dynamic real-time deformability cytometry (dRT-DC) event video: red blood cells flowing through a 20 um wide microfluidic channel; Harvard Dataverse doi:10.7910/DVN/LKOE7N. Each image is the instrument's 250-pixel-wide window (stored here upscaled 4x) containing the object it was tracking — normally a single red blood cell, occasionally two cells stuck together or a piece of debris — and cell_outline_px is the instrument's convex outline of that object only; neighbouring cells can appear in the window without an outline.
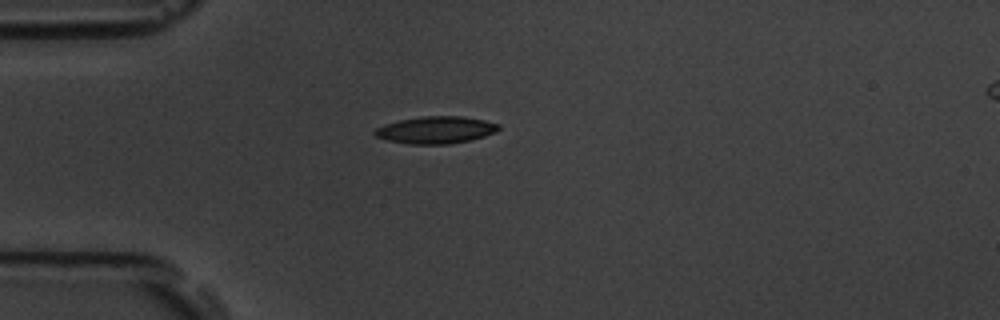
{"species": "common noctule bat (a hibernating species)", "species_latin": "Nyctalus noctula", "temperature_condition": "room temperature", "stored_images_in_passage": 40, "camera_frame_rate_fps": 3000, "um_per_image_px": 0.085, "animal": {"sex": "male", "body_mass_g": 19.5, "forearm_length_mm": 54.6}, "frame": {"image": 1, "passage_image": 1, "time_ms": 0.0, "image_size_px": [1000, 320], "cell_outline_px": [[500, 128], [496, 132], [472, 140], [448, 144], [408, 144], [388, 140], [376, 136], [372, 132], [376, 128], [384, 124], [400, 120], [424, 116], [460, 116], [484, 120], [500, 124]], "centroid_in_image_um": [37.06, 11.05], "position_along_channel_um": 47.9, "area_um2": 19.59}}
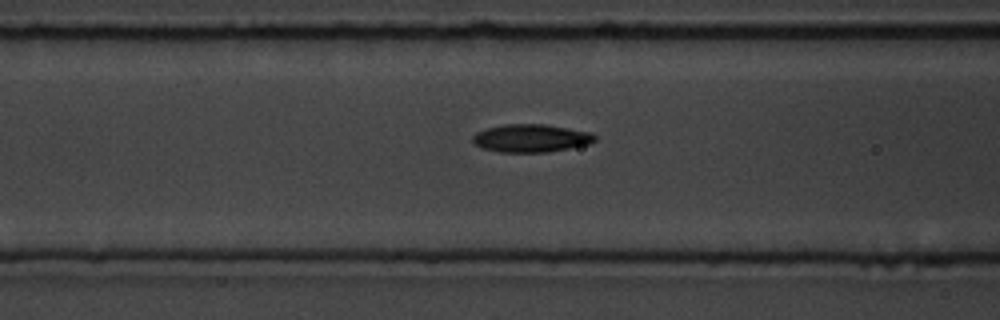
{"frame": {"image": 2, "passage_image": 8, "time_ms": 2.333, "image_size_px": [1000, 320], "cell_outline_px": [[596, 140], [592, 144], [548, 152], [500, 152], [484, 148], [476, 144], [472, 140], [472, 136], [476, 132], [484, 128], [504, 124], [544, 124], [592, 132], [596, 136]], "centroid_in_image_um": [45.17, 11.74], "position_along_channel_um": 121.4, "area_um2": 20.06}}
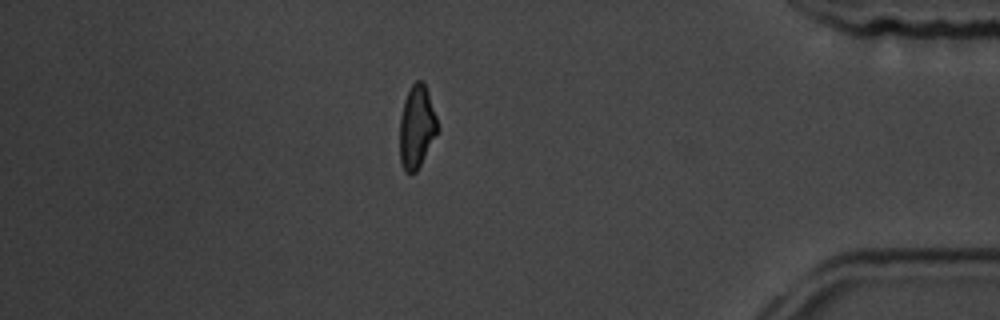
{"frame": {"image": 3, "passage_image": 33, "time_ms": 10.667, "image_size_px": [1000, 320], "cell_outline_px": [[440, 128], [416, 172], [404, 172], [400, 160], [400, 120], [404, 100], [412, 84], [416, 80], [424, 80]], "centroid_in_image_um": [35.43, 10.77], "position_along_channel_um": 399.8, "area_um2": 18.21}, "authors_computed_cell_mechanics": {"area_um2": 19.1318, "velocity_mm_per_s": 3.8022, "shape_relaxation_time_tau1_ms": 7.8492, "shape_relaxation_time_tau2_ms": 3.5057, "deformation_change_tau1": 0.2079, "deformation_change_tau2": 0.1031}}